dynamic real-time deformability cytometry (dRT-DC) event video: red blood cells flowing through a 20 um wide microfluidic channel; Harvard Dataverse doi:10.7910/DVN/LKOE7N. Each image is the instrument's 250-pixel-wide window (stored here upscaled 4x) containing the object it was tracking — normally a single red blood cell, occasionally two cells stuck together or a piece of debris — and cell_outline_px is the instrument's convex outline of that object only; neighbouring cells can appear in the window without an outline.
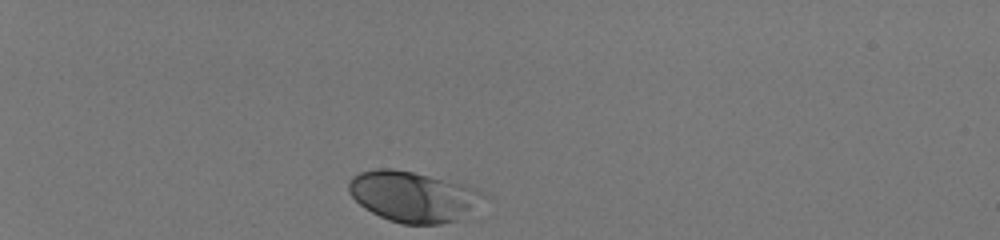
{"species": "human", "species_latin": "Homo sapiens", "temperature_condition": "room temperature", "stored_images_in_passage": 34, "camera_frame_rate_fps": 3000, "um_per_image_px": 0.085, "donor": {"sex": "male"}, "frame": {"image": 1, "passage_image": 1, "time_ms": 0.0, "image_size_px": [1000, 240], "cell_outline_px": [[488, 196], [460, 220], [440, 224], [400, 224], [388, 220], [364, 208], [348, 192], [348, 180], [352, 176], [360, 172], [376, 168], [392, 168], [412, 172], [464, 184], [476, 188]], "centroid_in_image_um": [35.1, 16.71], "position_along_channel_um": 49.9, "area_um2": 39.88}}
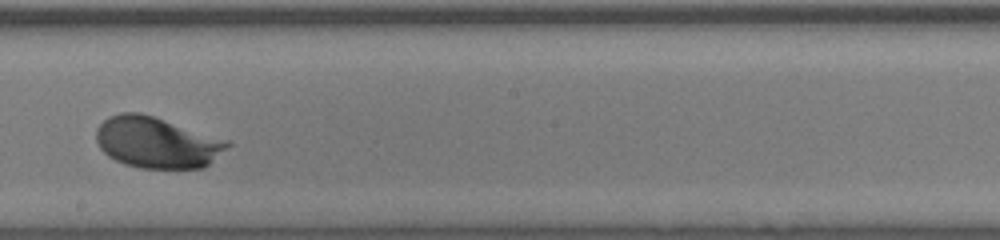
{"frame": {"image": 2, "passage_image": 20, "time_ms": 6.333, "image_size_px": [1000, 240], "cell_outline_px": [[232, 144], [204, 168], [140, 168], [124, 164], [108, 156], [100, 148], [96, 140], [96, 128], [108, 116], [120, 112], [140, 112], [232, 140]], "centroid_in_image_um": [13.36, 12.1], "position_along_channel_um": 234.8, "area_um2": 39.48}}
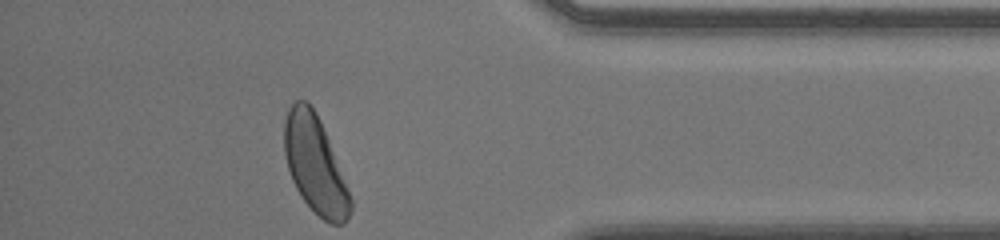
{"frame": {"image": 3, "passage_image": 34, "time_ms": 11.0, "image_size_px": [1000, 240], "cell_outline_px": [[352, 208], [348, 220], [344, 224], [332, 224], [324, 220], [300, 196], [292, 180], [288, 168], [284, 152], [284, 120], [288, 108], [296, 100], [308, 100], [316, 112], [320, 120], [348, 188], [352, 200]], "centroid_in_image_um": [26.77, 13.98], "position_along_channel_um": 408.4, "area_um2": 37.22}, "authors_computed_cell_mechanics": {"area_um2": 37.6856, "velocity_mm_per_s": 4.0195, "shape_relaxation_time_tau1_ms": 1.3734, "shape_relaxation_time_tau2_ms": null, "deformation_change_tau1": 0.1138, "deformation_change_tau2": null}}